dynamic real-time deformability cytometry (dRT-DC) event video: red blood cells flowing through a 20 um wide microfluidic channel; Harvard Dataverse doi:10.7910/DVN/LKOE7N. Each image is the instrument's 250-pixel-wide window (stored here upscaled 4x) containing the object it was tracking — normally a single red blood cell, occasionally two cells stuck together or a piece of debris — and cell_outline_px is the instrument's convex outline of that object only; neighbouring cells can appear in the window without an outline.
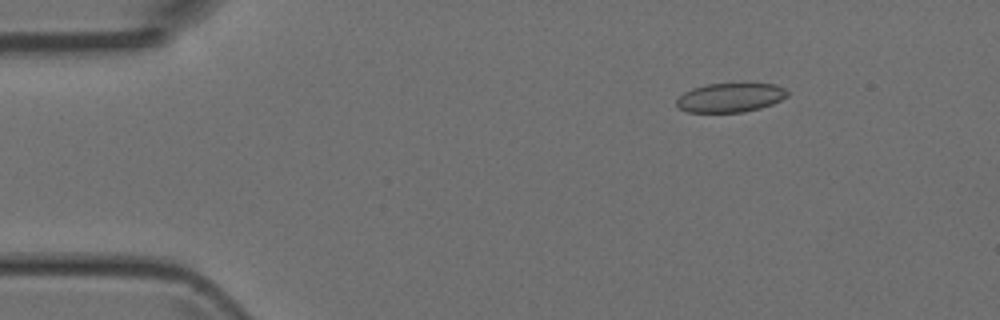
{"species": "Egyptian fruit bat (a non-hibernating species)", "species_latin": "Rousettus aegyptiacus", "temperature_condition": "room temperature", "stored_images_in_passage": 20, "camera_frame_rate_fps": 3000, "um_per_image_px": 0.085, "animal": {"sex": "female"}, "frame": {"image": 1, "passage_image": 1, "time_ms": 0.0, "image_size_px": [1000, 320], "cell_outline_px": [[788, 96], [772, 104], [760, 108], [744, 112], [688, 112], [680, 108], [676, 104], [676, 100], [684, 92], [692, 88], [704, 84], [776, 84], [784, 88], [788, 92]], "centroid_in_image_um": [62.07, 8.29], "position_along_channel_um": 22.9, "area_um2": 18.73}}
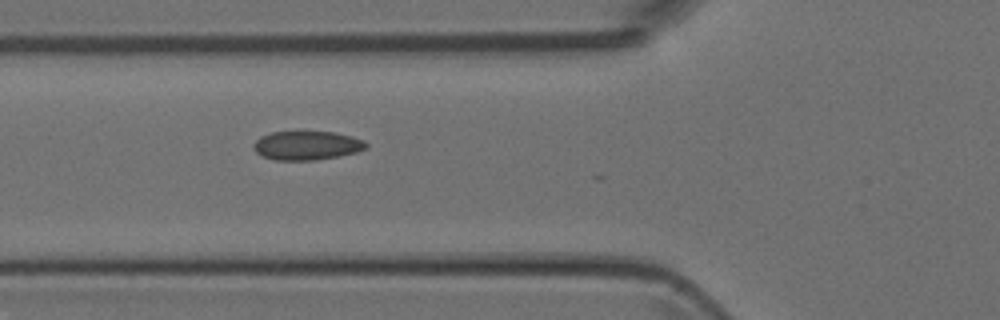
{"frame": {"image": 2, "passage_image": 12, "time_ms": 3.667, "image_size_px": [1000, 320], "cell_outline_px": [[368, 148], [356, 152], [316, 160], [276, 160], [260, 156], [256, 152], [252, 144], [260, 136], [272, 132], [332, 132], [352, 136], [364, 140], [368, 144]], "centroid_in_image_um": [26.07, 12.37], "position_along_channel_um": 99.7, "area_um2": 18.96}}
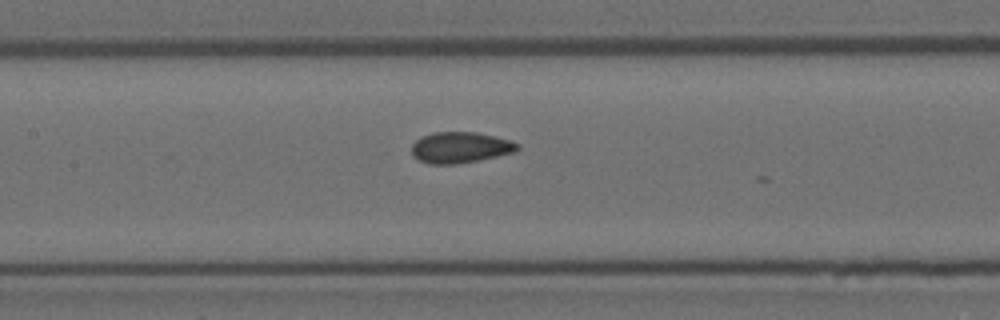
{"frame": {"image": 3, "passage_image": 17, "time_ms": 5.333, "image_size_px": [1000, 320], "cell_outline_px": [[520, 148], [516, 152], [456, 164], [428, 164], [412, 156], [412, 144], [416, 140], [432, 132], [476, 132], [496, 136], [512, 140], [520, 144]], "centroid_in_image_um": [39.15, 12.53], "position_along_channel_um": 168.2, "area_um2": 19.19}}